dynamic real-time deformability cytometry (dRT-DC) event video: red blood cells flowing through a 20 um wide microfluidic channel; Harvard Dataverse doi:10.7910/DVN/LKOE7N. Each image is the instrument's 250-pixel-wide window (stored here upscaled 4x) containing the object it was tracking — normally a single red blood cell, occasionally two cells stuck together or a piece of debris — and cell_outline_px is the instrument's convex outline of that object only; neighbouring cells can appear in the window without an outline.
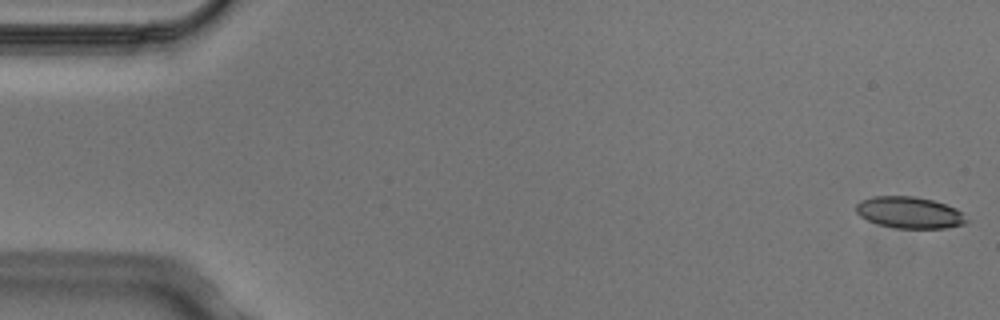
{"species": "Egyptian fruit bat (a non-hibernating species)", "species_latin": "Rousettus aegyptiacus", "temperature_condition": "cold", "stored_images_in_passage": 5, "camera_frame_rate_fps": 3000, "um_per_image_px": 0.085, "animal": {"sex": "male"}, "frame": {"image": 1, "passage_image": 1, "time_ms": 0.0, "image_size_px": [1000, 320], "cell_outline_px": [[968, 220], [964, 224], [944, 228], [896, 228], [876, 224], [860, 216], [856, 212], [856, 204], [860, 200], [872, 196], [912, 196], [932, 200], [956, 208]], "centroid_in_image_um": [77.26, 18.06], "position_along_channel_um": 7.7, "area_um2": 20.23}}
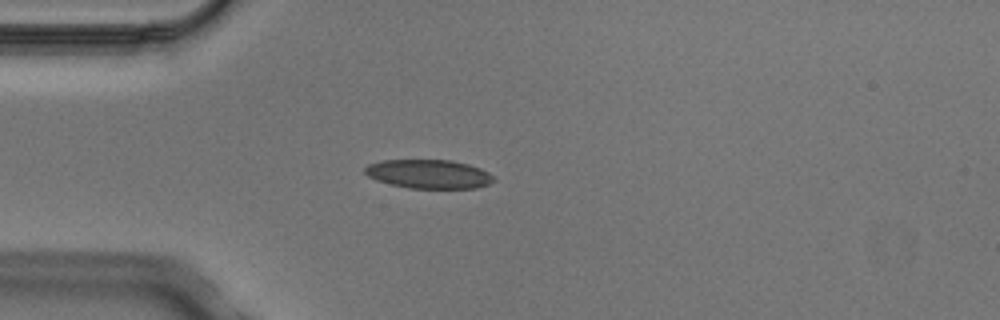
{"frame": {"image": 2, "passage_image": 4, "time_ms": 1.0, "image_size_px": [1000, 320], "cell_outline_px": [[496, 180], [488, 184], [476, 188], [408, 188], [376, 180], [368, 176], [364, 172], [364, 168], [368, 164], [380, 160], [452, 160], [468, 164], [480, 168], [488, 172]], "centroid_in_image_um": [36.43, 14.79], "position_along_channel_um": 48.6, "area_um2": 21.68}}